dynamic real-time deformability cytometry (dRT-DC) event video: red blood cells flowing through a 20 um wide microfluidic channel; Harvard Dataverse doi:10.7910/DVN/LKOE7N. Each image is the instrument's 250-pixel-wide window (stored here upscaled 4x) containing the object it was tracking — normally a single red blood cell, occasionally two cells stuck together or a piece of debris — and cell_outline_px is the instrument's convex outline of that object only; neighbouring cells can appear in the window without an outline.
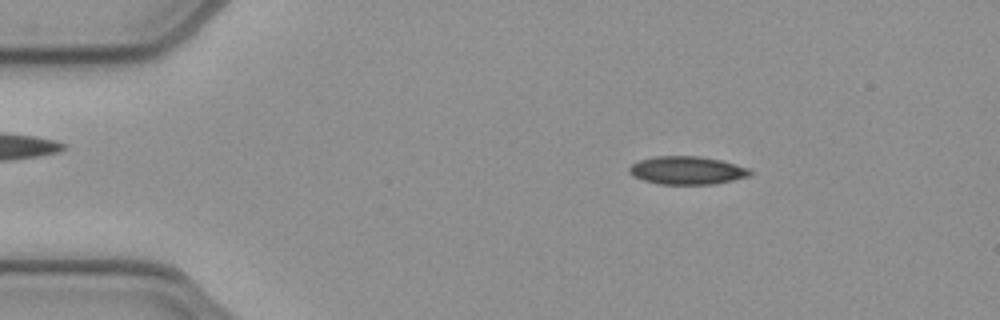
{"species": "common noctule bat (a hibernating species)", "species_latin": "Nyctalus noctula", "temperature_condition": "cold", "stored_images_in_passage": 51, "camera_frame_rate_fps": 3000, "um_per_image_px": 0.085, "animal": {"sex": "female", "body_mass_g": 21.9}, "frame": {"image": 1, "passage_image": 8, "time_ms": 2.333, "image_size_px": [1000, 320], "cell_outline_px": [[752, 172], [748, 176], [732, 180], [712, 184], [660, 184], [644, 180], [632, 176], [628, 172], [628, 168], [632, 164], [640, 160], [656, 156], [700, 156], [720, 160], [736, 164], [748, 168]], "centroid_in_image_um": [58.37, 14.48], "position_along_channel_um": 26.6, "area_um2": 19.65}}
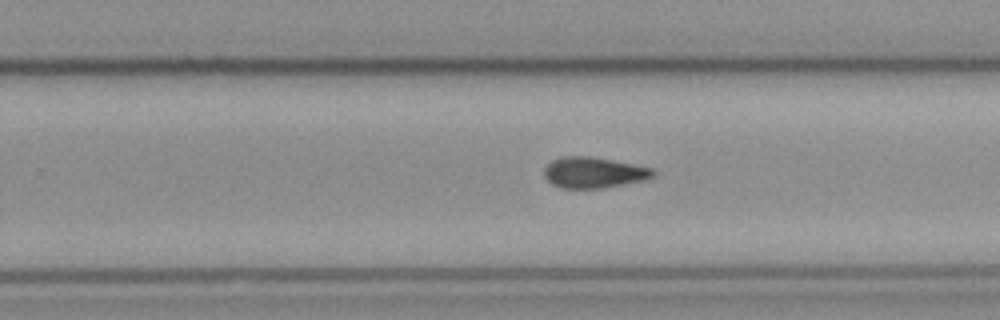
{"frame": {"image": 2, "passage_image": 32, "time_ms": 10.333, "image_size_px": [1000, 320], "cell_outline_px": [[656, 176], [644, 180], [604, 188], [560, 188], [552, 184], [544, 176], [544, 168], [552, 160], [564, 156], [588, 156], [612, 160], [652, 168], [656, 172]], "centroid_in_image_um": [50.47, 14.67], "position_along_channel_um": 279.3, "area_um2": 19.59}}
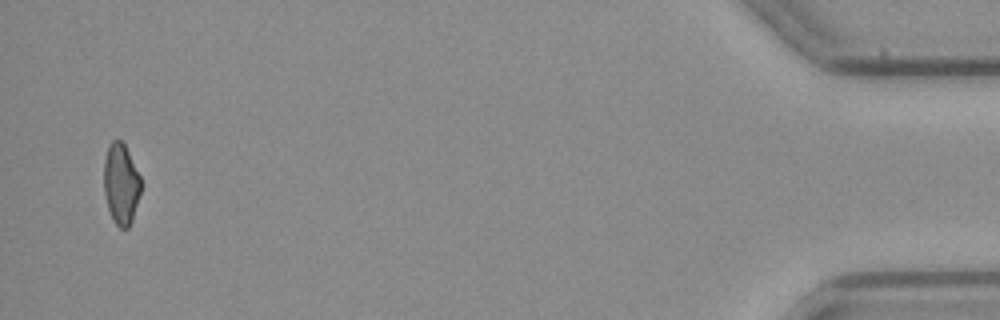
{"frame": {"image": 3, "passage_image": 50, "time_ms": 16.333, "image_size_px": [1000, 320], "cell_outline_px": [[140, 192], [132, 220], [128, 228], [120, 228], [116, 224], [108, 208], [104, 192], [104, 160], [108, 144], [112, 140], [120, 140], [124, 144], [140, 176]], "centroid_in_image_um": [10.27, 15.61], "position_along_channel_um": 424.9, "area_um2": 17.17}}